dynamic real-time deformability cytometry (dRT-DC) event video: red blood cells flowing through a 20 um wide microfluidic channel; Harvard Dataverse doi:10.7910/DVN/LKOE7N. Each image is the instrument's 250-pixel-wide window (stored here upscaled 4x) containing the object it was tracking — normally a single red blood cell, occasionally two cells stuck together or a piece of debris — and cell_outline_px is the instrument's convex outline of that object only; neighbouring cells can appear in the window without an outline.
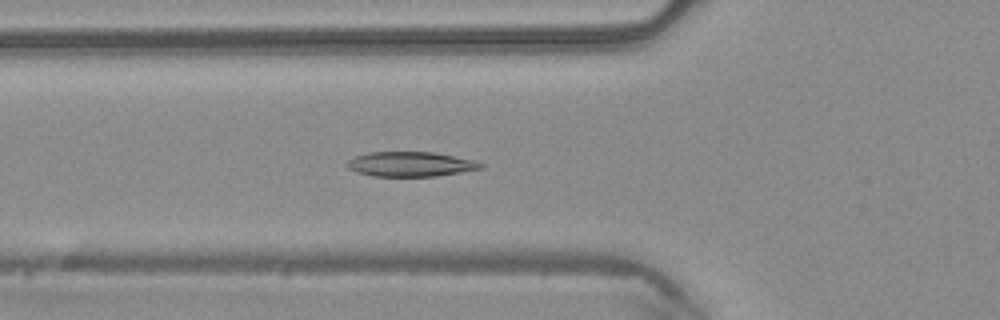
{"species": "common noctule bat (a hibernating species)", "species_latin": "Nyctalus noctula", "temperature_condition": "warm", "stored_images_in_passage": 51, "camera_frame_rate_fps": 3000, "um_per_image_px": 0.085, "animal": {"sex": "male", "body_mass_g": 20.4}, "frame": {"image": 1, "passage_image": 18, "time_ms": 5.667, "image_size_px": [1000, 320], "cell_outline_px": [[484, 168], [436, 176], [372, 176], [356, 172], [348, 168], [344, 164], [348, 160], [356, 156], [368, 152], [432, 152], [476, 160], [484, 164]], "centroid_in_image_um": [34.89, 13.95], "position_along_channel_um": 90.9, "area_um2": 19.36}}
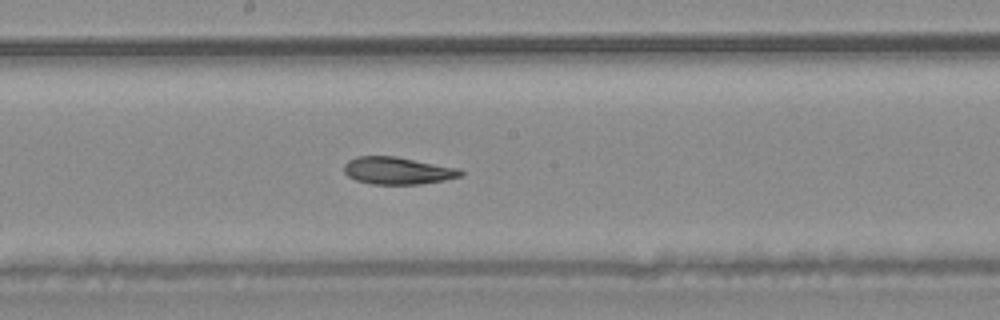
{"frame": {"image": 2, "passage_image": 27, "time_ms": 8.667, "image_size_px": [1000, 320], "cell_outline_px": [[464, 176], [444, 180], [420, 184], [372, 184], [356, 180], [348, 176], [344, 172], [344, 164], [348, 160], [356, 156], [396, 156], [460, 168], [464, 172]], "centroid_in_image_um": [33.82, 14.5], "position_along_channel_um": 214.4, "area_um2": 18.73}}
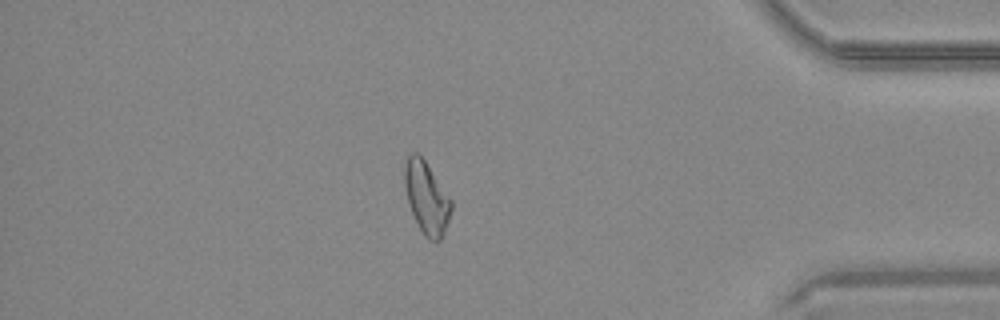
{"frame": {"image": 3, "passage_image": 43, "time_ms": 14.0, "image_size_px": [1000, 320], "cell_outline_px": [[452, 208], [444, 232], [440, 240], [428, 240], [424, 236], [412, 212], [408, 200], [404, 184], [404, 164], [408, 156], [412, 152], [416, 152], [424, 160], [452, 200]], "centroid_in_image_um": [36.25, 16.8], "position_along_channel_um": 398.9, "area_um2": 19.25}, "authors_computed_cell_mechanics": {"area_um2": 19.8832, "velocity_mm_per_s": 4.0949, "shape_relaxation_time_tau1_ms": 4.4392, "shape_relaxation_time_tau2_ms": 4.6915, "deformation_change_tau1": 0.1418, "deformation_change_tau2": 0.1221}}